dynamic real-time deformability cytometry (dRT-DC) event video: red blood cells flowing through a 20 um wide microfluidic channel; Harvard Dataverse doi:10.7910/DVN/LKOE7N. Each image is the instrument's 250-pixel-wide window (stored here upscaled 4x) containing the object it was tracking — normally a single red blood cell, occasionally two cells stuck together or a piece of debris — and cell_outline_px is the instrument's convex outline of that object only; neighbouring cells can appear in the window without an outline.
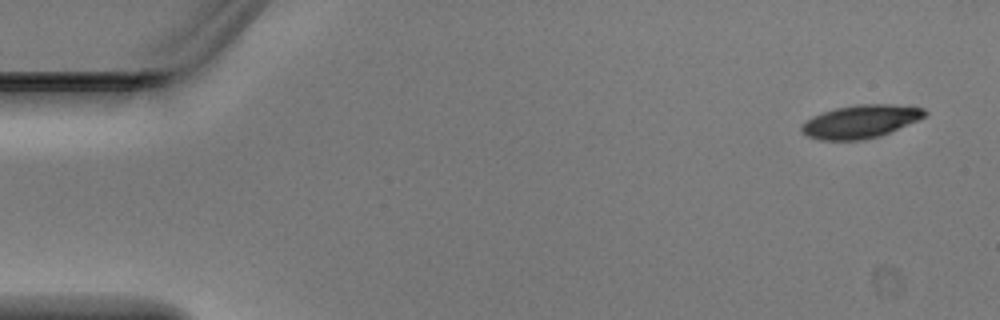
{"species": "Egyptian fruit bat (a non-hibernating species)", "species_latin": "Rousettus aegyptiacus", "temperature_condition": "warm", "stored_images_in_passage": 5, "segment_of_instrument_passage": [1, 2], "camera_frame_rate_fps": 3000, "um_per_image_px": 0.085, "animal": {"sex": "male"}, "frame": {"image": 1, "passage_image": 1, "time_ms": 0.0, "image_size_px": [1000, 320], "cell_outline_px": [[928, 112], [924, 116], [916, 120], [880, 136], [860, 140], [820, 140], [808, 136], [800, 132], [800, 128], [812, 116], [836, 108], [856, 104], [892, 104], [924, 108]], "centroid_in_image_um": [73.13, 10.32], "position_along_channel_um": 11.9, "area_um2": 23.47}}
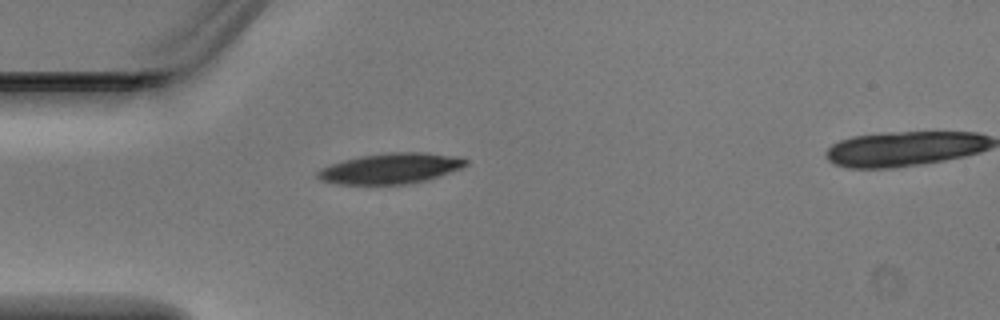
{"frame": {"image": 2, "passage_image": 4, "time_ms": 1.0, "image_size_px": [1000, 320], "cell_outline_px": [[468, 164], [460, 168], [428, 180], [408, 184], [340, 184], [320, 180], [316, 176], [316, 172], [320, 168], [344, 160], [360, 156], [388, 152], [428, 152], [460, 156], [468, 160]], "centroid_in_image_um": [33.23, 14.31], "position_along_channel_um": 51.8, "area_um2": 26.53}}